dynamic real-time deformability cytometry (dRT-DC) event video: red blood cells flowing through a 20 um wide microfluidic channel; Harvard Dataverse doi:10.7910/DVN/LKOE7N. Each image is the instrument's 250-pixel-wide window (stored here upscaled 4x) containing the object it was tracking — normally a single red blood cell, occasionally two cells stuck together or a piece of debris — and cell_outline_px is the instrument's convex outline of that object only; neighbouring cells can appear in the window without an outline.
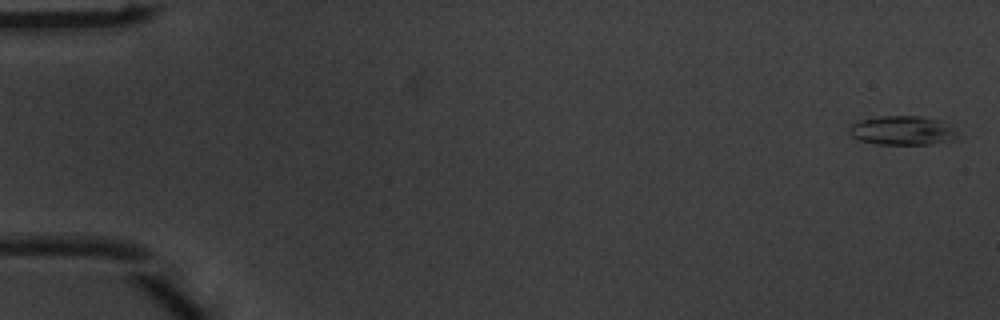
{"species": "common noctule bat (a hibernating species)", "species_latin": "Nyctalus noctula", "temperature_condition": "warm", "stored_images_in_passage": 5, "camera_frame_rate_fps": 3000, "um_per_image_px": 0.085, "animal": {"sex": "male", "body_mass_g": 20.1, "forearm_length_mm": 53.5}, "frame": {"image": 1, "passage_image": 1, "time_ms": 0.0, "image_size_px": [1000, 320], "cell_outline_px": [[960, 136], [956, 140], [932, 144], [876, 144], [860, 140], [852, 136], [848, 132], [848, 128], [852, 124], [860, 120], [880, 116], [920, 116], [944, 120]], "centroid_in_image_um": [76.75, 11.09], "position_along_channel_um": 8.3, "area_um2": 18.61}}
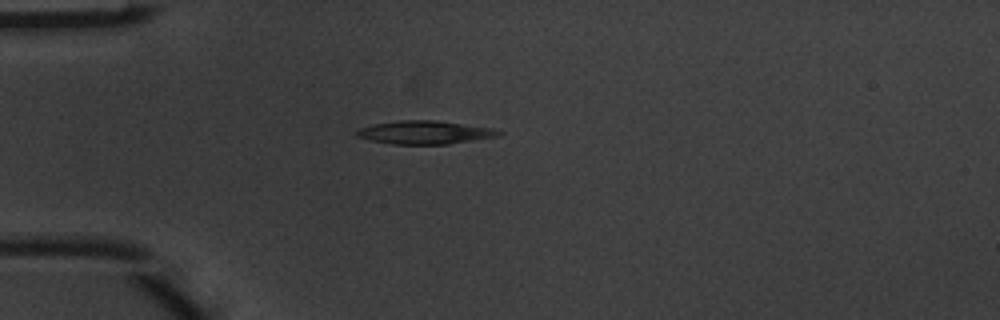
{"frame": {"image": 2, "passage_image": 5, "time_ms": 1.333, "image_size_px": [1000, 320], "cell_outline_px": [[504, 132], [496, 136], [448, 144], [392, 144], [372, 140], [356, 136], [356, 132], [360, 128], [372, 124], [400, 120], [436, 120], [492, 128]], "centroid_in_image_um": [36.09, 11.25], "position_along_channel_um": 48.9, "area_um2": 19.02}}